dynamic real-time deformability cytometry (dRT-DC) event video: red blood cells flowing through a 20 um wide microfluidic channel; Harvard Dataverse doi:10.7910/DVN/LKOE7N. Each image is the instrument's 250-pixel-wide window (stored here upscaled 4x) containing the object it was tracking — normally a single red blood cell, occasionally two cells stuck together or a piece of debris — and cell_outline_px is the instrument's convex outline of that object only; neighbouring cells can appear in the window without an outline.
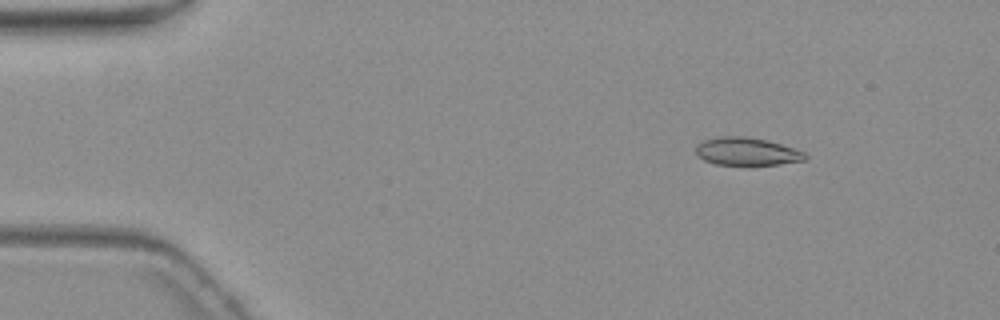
{"species": "common noctule bat (a hibernating species)", "species_latin": "Nyctalus noctula", "temperature_condition": "warm", "stored_images_in_passage": 8, "camera_frame_rate_fps": 3000, "um_per_image_px": 0.085, "animal": {"sex": "female", "body_mass_g": 19.3, "forearm_length_mm": 54.1}, "frame": {"image": 1, "passage_image": 3, "time_ms": 2.333, "image_size_px": [1000, 320], "cell_outline_px": [[808, 160], [780, 164], [744, 168], [716, 164], [704, 160], [696, 156], [696, 144], [704, 140], [724, 136], [744, 136], [768, 140], [804, 152], [808, 156]], "centroid_in_image_um": [63.48, 12.93], "position_along_channel_um": 21.5, "area_um2": 18.55}}
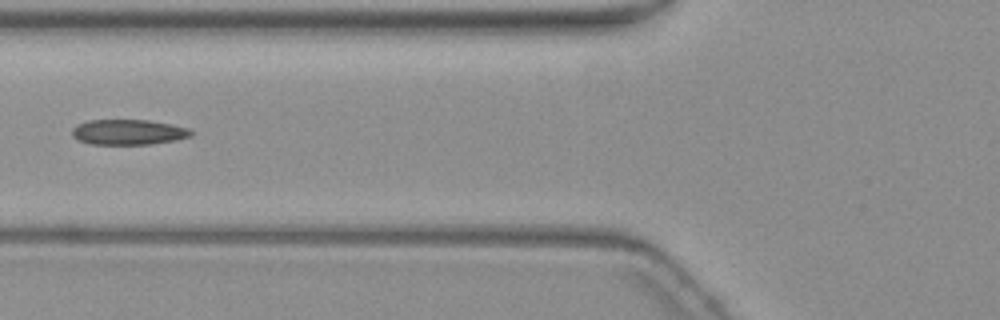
{"frame": {"image": 2, "passage_image": 6, "time_ms": 7.333, "image_size_px": [1000, 320], "cell_outline_px": [[192, 136], [176, 140], [152, 144], [92, 144], [76, 140], [72, 136], [72, 128], [76, 124], [88, 120], [148, 120], [188, 128], [192, 132]], "centroid_in_image_um": [10.86, 11.23], "position_along_channel_um": 114.9, "area_um2": 17.57}}
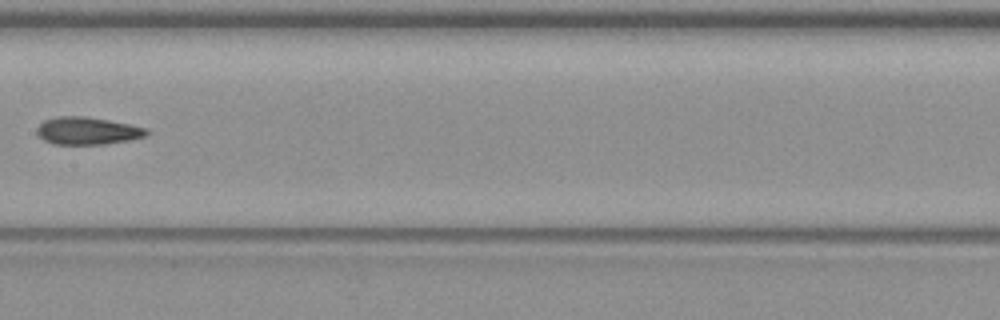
{"frame": {"image": 3, "passage_image": 8, "time_ms": 9.667, "image_size_px": [1000, 320], "cell_outline_px": [[148, 136], [132, 140], [104, 144], [52, 144], [44, 140], [36, 132], [36, 128], [44, 120], [56, 116], [84, 116], [108, 120], [148, 128]], "centroid_in_image_um": [7.44, 11.12], "position_along_channel_um": 200.0, "area_um2": 17.69}}